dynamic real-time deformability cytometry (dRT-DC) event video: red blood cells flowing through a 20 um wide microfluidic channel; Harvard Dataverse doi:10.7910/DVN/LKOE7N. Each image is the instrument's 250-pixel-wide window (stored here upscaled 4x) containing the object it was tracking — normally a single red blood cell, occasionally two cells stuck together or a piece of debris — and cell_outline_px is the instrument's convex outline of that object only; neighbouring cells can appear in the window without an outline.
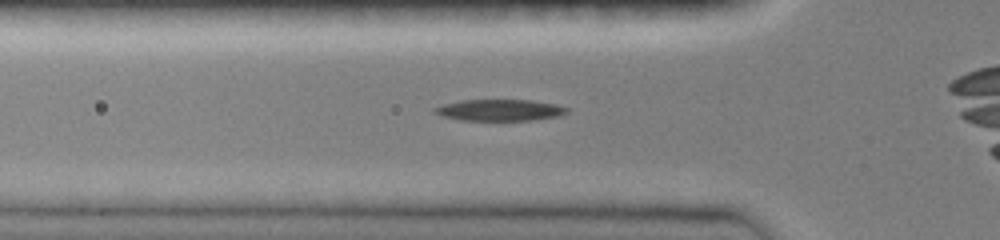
{"species": "common noctule bat (a hibernating species)", "species_latin": "Nyctalus noctula", "temperature_condition": "room temperature", "stored_images_in_passage": 34, "camera_frame_rate_fps": 3000, "um_per_image_px": 0.085, "animal": {"sex": "female", "body_mass_g": 19.0, "forearm_length_mm": 51.5}, "frame": {"image": 1, "passage_image": 9, "time_ms": 2.667, "image_size_px": [1000, 240], "cell_outline_px": [[568, 112], [560, 116], [532, 120], [460, 120], [440, 116], [432, 112], [432, 108], [444, 104], [460, 100], [532, 100], [556, 104], [568, 108]], "centroid_in_image_um": [42.45, 9.36], "position_along_channel_um": 83.4, "area_um2": 16.65}}
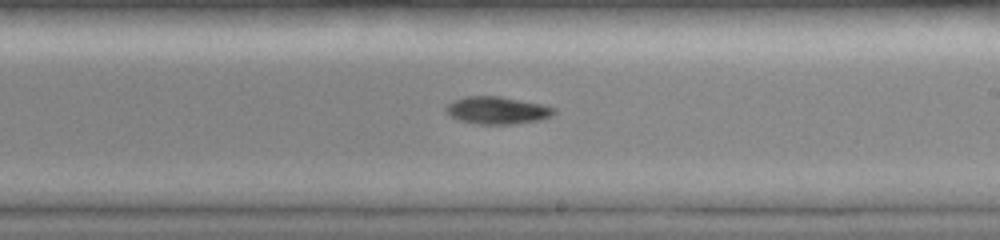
{"frame": {"image": 2, "passage_image": 21, "time_ms": 6.667, "image_size_px": [1000, 240], "cell_outline_px": [[556, 112], [552, 116], [540, 120], [516, 124], [476, 124], [460, 120], [448, 116], [444, 108], [448, 104], [464, 96], [500, 96], [540, 104], [556, 108]], "centroid_in_image_um": [42.26, 9.39], "position_along_channel_um": 246.7, "area_um2": 17.34}}
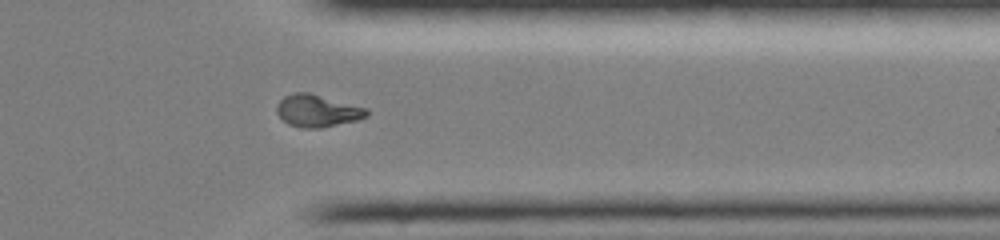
{"frame": {"image": 3, "passage_image": 31, "time_ms": 10.0, "image_size_px": [1000, 240], "cell_outline_px": [[368, 116], [356, 120], [320, 128], [304, 128], [288, 124], [276, 112], [276, 104], [284, 96], [292, 92], [308, 92], [368, 108]], "centroid_in_image_um": [26.96, 9.4], "position_along_channel_um": 384.4, "area_um2": 16.88}}